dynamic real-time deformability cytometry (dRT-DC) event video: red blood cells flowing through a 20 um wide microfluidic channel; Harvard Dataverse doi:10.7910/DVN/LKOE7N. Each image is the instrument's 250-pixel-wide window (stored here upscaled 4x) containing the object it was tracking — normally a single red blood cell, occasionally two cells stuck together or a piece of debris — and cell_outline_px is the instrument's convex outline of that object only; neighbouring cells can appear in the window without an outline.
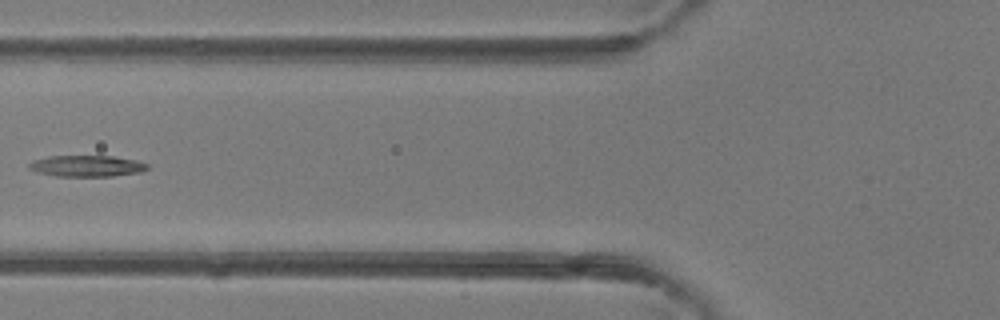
{"species": "common noctule bat (a hibernating species)", "species_latin": "Nyctalus noctula", "temperature_condition": "room temperature", "stored_images_in_passage": 4, "camera_frame_rate_fps": 3000, "um_per_image_px": 0.085, "animal": {"sex": "female"}, "frame": {"image": 1, "passage_image": 4, "time_ms": 3.667, "image_size_px": [1000, 320], "cell_outline_px": [[148, 168], [140, 172], [112, 176], [56, 176], [36, 172], [28, 168], [28, 164], [32, 160], [48, 156], [112, 156], [136, 160], [148, 164]], "centroid_in_image_um": [7.34, 14.1], "position_along_channel_um": 118.5, "area_um2": 14.68}}